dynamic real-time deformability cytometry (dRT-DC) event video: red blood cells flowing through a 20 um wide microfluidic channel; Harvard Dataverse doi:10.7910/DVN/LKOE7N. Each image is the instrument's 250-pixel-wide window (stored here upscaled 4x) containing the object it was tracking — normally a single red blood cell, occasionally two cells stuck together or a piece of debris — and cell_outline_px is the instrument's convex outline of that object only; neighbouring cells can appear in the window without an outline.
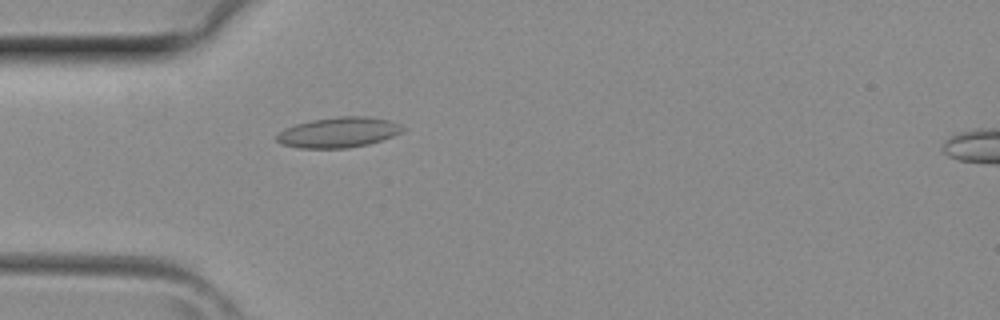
{"species": "common noctule bat (a hibernating species)", "species_latin": "Nyctalus noctula", "temperature_condition": "room temperature", "stored_images_in_passage": 3, "camera_frame_rate_fps": 3000, "um_per_image_px": 0.085, "animal": {"sex": "female", "body_mass_g": 29.2, "forearm_length_mm": 56.3}, "frame": {"image": 1, "passage_image": 3, "time_ms": 0.667, "image_size_px": [1000, 320], "cell_outline_px": [[404, 132], [368, 144], [348, 148], [300, 148], [284, 144], [276, 140], [276, 136], [284, 128], [296, 124], [312, 120], [336, 116], [368, 116], [388, 120], [400, 124], [404, 128]], "centroid_in_image_um": [28.79, 11.24], "position_along_channel_um": 56.2, "area_um2": 22.2}}